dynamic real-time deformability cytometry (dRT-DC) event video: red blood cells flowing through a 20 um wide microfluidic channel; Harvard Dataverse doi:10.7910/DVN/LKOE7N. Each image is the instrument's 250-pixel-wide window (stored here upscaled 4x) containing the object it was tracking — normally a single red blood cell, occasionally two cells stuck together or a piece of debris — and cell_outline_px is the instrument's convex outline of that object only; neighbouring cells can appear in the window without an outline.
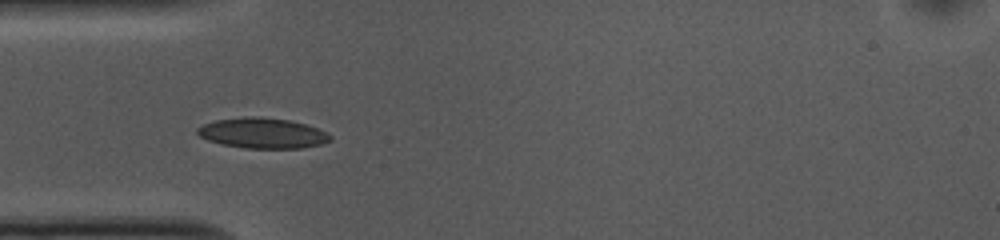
{"species": "common noctule bat (a hibernating species)", "species_latin": "Nyctalus noctula", "temperature_condition": "cold", "stored_images_in_passage": 19, "camera_frame_rate_fps": 3000, "um_per_image_px": 0.085, "animal": {"sex": "female", "body_mass_g": 10.0, "forearm_length_mm": 53.1}, "frame": {"image": 1, "passage_image": 6, "time_ms": 1.667, "image_size_px": [1000, 240], "cell_outline_px": [[332, 140], [320, 144], [300, 148], [244, 148], [220, 144], [208, 140], [200, 136], [196, 132], [196, 128], [204, 124], [216, 120], [244, 116], [260, 116], [288, 120], [304, 124], [316, 128], [332, 136]], "centroid_in_image_um": [22.27, 11.31], "position_along_channel_um": 62.7, "area_um2": 23.47}}
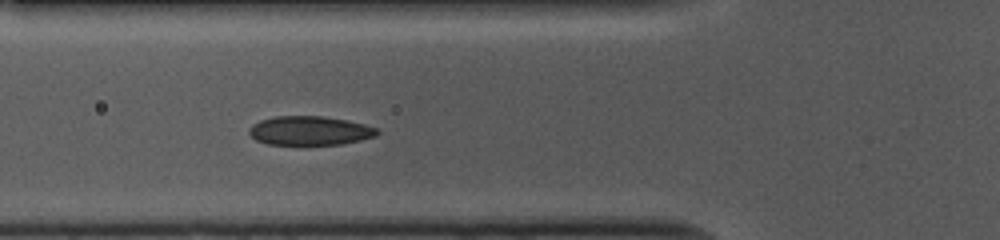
{"frame": {"image": 2, "passage_image": 9, "time_ms": 2.667, "image_size_px": [1000, 240], "cell_outline_px": [[380, 132], [376, 136], [360, 140], [340, 144], [268, 144], [256, 140], [248, 132], [248, 128], [252, 124], [260, 120], [272, 116], [324, 116], [348, 120], [380, 128]], "centroid_in_image_um": [26.34, 11.09], "position_along_channel_um": 99.5, "area_um2": 21.79}}
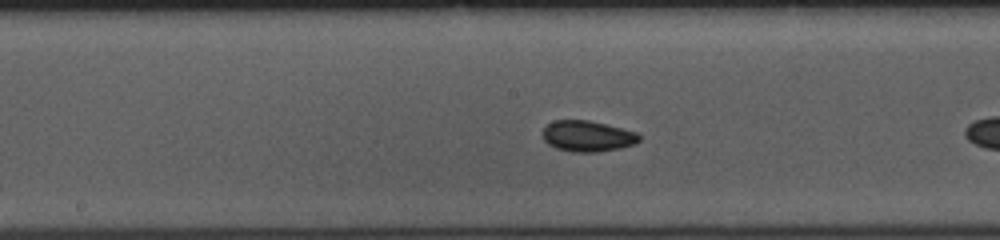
{"frame": {"image": 3, "passage_image": 14, "time_ms": 4.333, "image_size_px": [1000, 240], "cell_outline_px": [[640, 140], [636, 144], [620, 148], [596, 152], [572, 152], [556, 148], [548, 144], [544, 140], [544, 128], [552, 120], [588, 120], [636, 132], [640, 136]], "centroid_in_image_um": [49.94, 11.58], "position_along_channel_um": 198.3, "area_um2": 17.28}}